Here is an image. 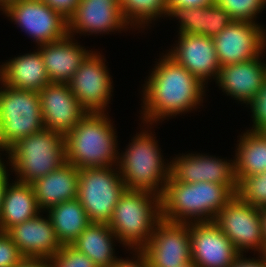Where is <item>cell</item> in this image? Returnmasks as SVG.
<instances>
[{
	"label": "cell",
	"mask_w": 266,
	"mask_h": 267,
	"mask_svg": "<svg viewBox=\"0 0 266 267\" xmlns=\"http://www.w3.org/2000/svg\"><path fill=\"white\" fill-rule=\"evenodd\" d=\"M160 56L142 92L141 123L157 124L203 106L207 87L167 53Z\"/></svg>",
	"instance_id": "cell-1"
},
{
	"label": "cell",
	"mask_w": 266,
	"mask_h": 267,
	"mask_svg": "<svg viewBox=\"0 0 266 267\" xmlns=\"http://www.w3.org/2000/svg\"><path fill=\"white\" fill-rule=\"evenodd\" d=\"M234 195L226 185L183 183L170 176L160 197L161 217L170 222H212Z\"/></svg>",
	"instance_id": "cell-2"
},
{
	"label": "cell",
	"mask_w": 266,
	"mask_h": 267,
	"mask_svg": "<svg viewBox=\"0 0 266 267\" xmlns=\"http://www.w3.org/2000/svg\"><path fill=\"white\" fill-rule=\"evenodd\" d=\"M107 114L87 112L64 137L66 162L79 170L118 165L117 131Z\"/></svg>",
	"instance_id": "cell-3"
},
{
	"label": "cell",
	"mask_w": 266,
	"mask_h": 267,
	"mask_svg": "<svg viewBox=\"0 0 266 267\" xmlns=\"http://www.w3.org/2000/svg\"><path fill=\"white\" fill-rule=\"evenodd\" d=\"M143 125L147 127L139 134L136 132L125 152H119L117 167L126 189L147 191L161 197L170 177L171 163L162 158V150L151 132L152 124Z\"/></svg>",
	"instance_id": "cell-4"
},
{
	"label": "cell",
	"mask_w": 266,
	"mask_h": 267,
	"mask_svg": "<svg viewBox=\"0 0 266 267\" xmlns=\"http://www.w3.org/2000/svg\"><path fill=\"white\" fill-rule=\"evenodd\" d=\"M161 217L160 196L126 189L118 199L108 223L122 246L140 251L150 240Z\"/></svg>",
	"instance_id": "cell-5"
},
{
	"label": "cell",
	"mask_w": 266,
	"mask_h": 267,
	"mask_svg": "<svg viewBox=\"0 0 266 267\" xmlns=\"http://www.w3.org/2000/svg\"><path fill=\"white\" fill-rule=\"evenodd\" d=\"M6 153L15 180L21 183L31 184L66 162L64 136L45 128L18 141Z\"/></svg>",
	"instance_id": "cell-6"
},
{
	"label": "cell",
	"mask_w": 266,
	"mask_h": 267,
	"mask_svg": "<svg viewBox=\"0 0 266 267\" xmlns=\"http://www.w3.org/2000/svg\"><path fill=\"white\" fill-rule=\"evenodd\" d=\"M0 84V151L7 152L45 126L37 91L11 88L1 81Z\"/></svg>",
	"instance_id": "cell-7"
},
{
	"label": "cell",
	"mask_w": 266,
	"mask_h": 267,
	"mask_svg": "<svg viewBox=\"0 0 266 267\" xmlns=\"http://www.w3.org/2000/svg\"><path fill=\"white\" fill-rule=\"evenodd\" d=\"M125 190L116 166L79 170L77 199L91 223L108 224L118 199Z\"/></svg>",
	"instance_id": "cell-8"
},
{
	"label": "cell",
	"mask_w": 266,
	"mask_h": 267,
	"mask_svg": "<svg viewBox=\"0 0 266 267\" xmlns=\"http://www.w3.org/2000/svg\"><path fill=\"white\" fill-rule=\"evenodd\" d=\"M243 255L249 250L264 254L261 209L243 202L237 195L221 209L213 221Z\"/></svg>",
	"instance_id": "cell-9"
},
{
	"label": "cell",
	"mask_w": 266,
	"mask_h": 267,
	"mask_svg": "<svg viewBox=\"0 0 266 267\" xmlns=\"http://www.w3.org/2000/svg\"><path fill=\"white\" fill-rule=\"evenodd\" d=\"M32 38L36 46L55 42L68 35V19L42 0H19L2 14Z\"/></svg>",
	"instance_id": "cell-10"
},
{
	"label": "cell",
	"mask_w": 266,
	"mask_h": 267,
	"mask_svg": "<svg viewBox=\"0 0 266 267\" xmlns=\"http://www.w3.org/2000/svg\"><path fill=\"white\" fill-rule=\"evenodd\" d=\"M105 62L101 53L92 50L68 82L71 92L87 112H106L109 107L113 80Z\"/></svg>",
	"instance_id": "cell-11"
},
{
	"label": "cell",
	"mask_w": 266,
	"mask_h": 267,
	"mask_svg": "<svg viewBox=\"0 0 266 267\" xmlns=\"http://www.w3.org/2000/svg\"><path fill=\"white\" fill-rule=\"evenodd\" d=\"M262 24L231 21L213 37L220 66L243 63L263 55L266 49V29Z\"/></svg>",
	"instance_id": "cell-12"
},
{
	"label": "cell",
	"mask_w": 266,
	"mask_h": 267,
	"mask_svg": "<svg viewBox=\"0 0 266 267\" xmlns=\"http://www.w3.org/2000/svg\"><path fill=\"white\" fill-rule=\"evenodd\" d=\"M140 252L150 267H178L190 262L189 223L161 219Z\"/></svg>",
	"instance_id": "cell-13"
},
{
	"label": "cell",
	"mask_w": 266,
	"mask_h": 267,
	"mask_svg": "<svg viewBox=\"0 0 266 267\" xmlns=\"http://www.w3.org/2000/svg\"><path fill=\"white\" fill-rule=\"evenodd\" d=\"M170 176L183 183L212 182L226 185L235 195L238 182L234 160L200 153H182L170 161Z\"/></svg>",
	"instance_id": "cell-14"
},
{
	"label": "cell",
	"mask_w": 266,
	"mask_h": 267,
	"mask_svg": "<svg viewBox=\"0 0 266 267\" xmlns=\"http://www.w3.org/2000/svg\"><path fill=\"white\" fill-rule=\"evenodd\" d=\"M191 260L197 267H230L242 255L212 222L189 223Z\"/></svg>",
	"instance_id": "cell-15"
},
{
	"label": "cell",
	"mask_w": 266,
	"mask_h": 267,
	"mask_svg": "<svg viewBox=\"0 0 266 267\" xmlns=\"http://www.w3.org/2000/svg\"><path fill=\"white\" fill-rule=\"evenodd\" d=\"M131 26L124 20L119 0H80L68 18V35L109 34L127 31Z\"/></svg>",
	"instance_id": "cell-16"
},
{
	"label": "cell",
	"mask_w": 266,
	"mask_h": 267,
	"mask_svg": "<svg viewBox=\"0 0 266 267\" xmlns=\"http://www.w3.org/2000/svg\"><path fill=\"white\" fill-rule=\"evenodd\" d=\"M38 93L45 129L64 137L87 113L68 83L51 82Z\"/></svg>",
	"instance_id": "cell-17"
},
{
	"label": "cell",
	"mask_w": 266,
	"mask_h": 267,
	"mask_svg": "<svg viewBox=\"0 0 266 267\" xmlns=\"http://www.w3.org/2000/svg\"><path fill=\"white\" fill-rule=\"evenodd\" d=\"M178 41L166 53L207 85L218 76L221 68L212 37L178 33Z\"/></svg>",
	"instance_id": "cell-18"
},
{
	"label": "cell",
	"mask_w": 266,
	"mask_h": 267,
	"mask_svg": "<svg viewBox=\"0 0 266 267\" xmlns=\"http://www.w3.org/2000/svg\"><path fill=\"white\" fill-rule=\"evenodd\" d=\"M261 60L263 55L247 62L222 66L215 83L227 96L247 106L266 80V64Z\"/></svg>",
	"instance_id": "cell-19"
},
{
	"label": "cell",
	"mask_w": 266,
	"mask_h": 267,
	"mask_svg": "<svg viewBox=\"0 0 266 267\" xmlns=\"http://www.w3.org/2000/svg\"><path fill=\"white\" fill-rule=\"evenodd\" d=\"M46 216L39 213L6 232L25 258H50L61 248L49 216Z\"/></svg>",
	"instance_id": "cell-20"
},
{
	"label": "cell",
	"mask_w": 266,
	"mask_h": 267,
	"mask_svg": "<svg viewBox=\"0 0 266 267\" xmlns=\"http://www.w3.org/2000/svg\"><path fill=\"white\" fill-rule=\"evenodd\" d=\"M76 41L67 35L61 40L37 46L50 82L68 83L92 52Z\"/></svg>",
	"instance_id": "cell-21"
},
{
	"label": "cell",
	"mask_w": 266,
	"mask_h": 267,
	"mask_svg": "<svg viewBox=\"0 0 266 267\" xmlns=\"http://www.w3.org/2000/svg\"><path fill=\"white\" fill-rule=\"evenodd\" d=\"M79 169L65 162L51 173L31 183L39 209L48 208L77 198Z\"/></svg>",
	"instance_id": "cell-22"
},
{
	"label": "cell",
	"mask_w": 266,
	"mask_h": 267,
	"mask_svg": "<svg viewBox=\"0 0 266 267\" xmlns=\"http://www.w3.org/2000/svg\"><path fill=\"white\" fill-rule=\"evenodd\" d=\"M35 51L3 62L0 65V81L11 88L37 92L51 83L41 52Z\"/></svg>",
	"instance_id": "cell-23"
},
{
	"label": "cell",
	"mask_w": 266,
	"mask_h": 267,
	"mask_svg": "<svg viewBox=\"0 0 266 267\" xmlns=\"http://www.w3.org/2000/svg\"><path fill=\"white\" fill-rule=\"evenodd\" d=\"M167 17L180 23L179 33L215 37L232 21L229 14L216 3L198 8L172 7Z\"/></svg>",
	"instance_id": "cell-24"
},
{
	"label": "cell",
	"mask_w": 266,
	"mask_h": 267,
	"mask_svg": "<svg viewBox=\"0 0 266 267\" xmlns=\"http://www.w3.org/2000/svg\"><path fill=\"white\" fill-rule=\"evenodd\" d=\"M13 182L7 184L3 194L0 232H7L13 226L42 212L37 205L32 185L17 180Z\"/></svg>",
	"instance_id": "cell-25"
},
{
	"label": "cell",
	"mask_w": 266,
	"mask_h": 267,
	"mask_svg": "<svg viewBox=\"0 0 266 267\" xmlns=\"http://www.w3.org/2000/svg\"><path fill=\"white\" fill-rule=\"evenodd\" d=\"M118 241L108 224L90 223L71 246L87 255L97 267H114L120 259L114 248Z\"/></svg>",
	"instance_id": "cell-26"
},
{
	"label": "cell",
	"mask_w": 266,
	"mask_h": 267,
	"mask_svg": "<svg viewBox=\"0 0 266 267\" xmlns=\"http://www.w3.org/2000/svg\"><path fill=\"white\" fill-rule=\"evenodd\" d=\"M234 165L239 183L244 177L266 171V137L262 132L247 130L239 135Z\"/></svg>",
	"instance_id": "cell-27"
},
{
	"label": "cell",
	"mask_w": 266,
	"mask_h": 267,
	"mask_svg": "<svg viewBox=\"0 0 266 267\" xmlns=\"http://www.w3.org/2000/svg\"><path fill=\"white\" fill-rule=\"evenodd\" d=\"M46 211L61 245H71L91 223L77 198L54 205Z\"/></svg>",
	"instance_id": "cell-28"
},
{
	"label": "cell",
	"mask_w": 266,
	"mask_h": 267,
	"mask_svg": "<svg viewBox=\"0 0 266 267\" xmlns=\"http://www.w3.org/2000/svg\"><path fill=\"white\" fill-rule=\"evenodd\" d=\"M119 5L124 20L135 30L146 29L168 13L167 0H119Z\"/></svg>",
	"instance_id": "cell-29"
},
{
	"label": "cell",
	"mask_w": 266,
	"mask_h": 267,
	"mask_svg": "<svg viewBox=\"0 0 266 267\" xmlns=\"http://www.w3.org/2000/svg\"><path fill=\"white\" fill-rule=\"evenodd\" d=\"M236 195L257 209L266 208V171L244 177L238 183Z\"/></svg>",
	"instance_id": "cell-30"
},
{
	"label": "cell",
	"mask_w": 266,
	"mask_h": 267,
	"mask_svg": "<svg viewBox=\"0 0 266 267\" xmlns=\"http://www.w3.org/2000/svg\"><path fill=\"white\" fill-rule=\"evenodd\" d=\"M232 21L256 22L258 14L266 8V0H215Z\"/></svg>",
	"instance_id": "cell-31"
},
{
	"label": "cell",
	"mask_w": 266,
	"mask_h": 267,
	"mask_svg": "<svg viewBox=\"0 0 266 267\" xmlns=\"http://www.w3.org/2000/svg\"><path fill=\"white\" fill-rule=\"evenodd\" d=\"M50 261L53 267H97L87 255L71 245H62Z\"/></svg>",
	"instance_id": "cell-32"
},
{
	"label": "cell",
	"mask_w": 266,
	"mask_h": 267,
	"mask_svg": "<svg viewBox=\"0 0 266 267\" xmlns=\"http://www.w3.org/2000/svg\"><path fill=\"white\" fill-rule=\"evenodd\" d=\"M247 105L251 109L252 116V128L247 129L253 132H261L266 128V80L264 81L262 88L258 91L256 97H254Z\"/></svg>",
	"instance_id": "cell-33"
},
{
	"label": "cell",
	"mask_w": 266,
	"mask_h": 267,
	"mask_svg": "<svg viewBox=\"0 0 266 267\" xmlns=\"http://www.w3.org/2000/svg\"><path fill=\"white\" fill-rule=\"evenodd\" d=\"M25 257L6 232H0V267H14Z\"/></svg>",
	"instance_id": "cell-34"
},
{
	"label": "cell",
	"mask_w": 266,
	"mask_h": 267,
	"mask_svg": "<svg viewBox=\"0 0 266 267\" xmlns=\"http://www.w3.org/2000/svg\"><path fill=\"white\" fill-rule=\"evenodd\" d=\"M49 7L55 9L61 13L66 19H68L77 8L80 0H42Z\"/></svg>",
	"instance_id": "cell-35"
},
{
	"label": "cell",
	"mask_w": 266,
	"mask_h": 267,
	"mask_svg": "<svg viewBox=\"0 0 266 267\" xmlns=\"http://www.w3.org/2000/svg\"><path fill=\"white\" fill-rule=\"evenodd\" d=\"M133 257L129 259H123L120 257L114 267H150L147 258L140 251H131Z\"/></svg>",
	"instance_id": "cell-36"
},
{
	"label": "cell",
	"mask_w": 266,
	"mask_h": 267,
	"mask_svg": "<svg viewBox=\"0 0 266 267\" xmlns=\"http://www.w3.org/2000/svg\"><path fill=\"white\" fill-rule=\"evenodd\" d=\"M215 0H167L168 11L172 7L198 8L214 4Z\"/></svg>",
	"instance_id": "cell-37"
},
{
	"label": "cell",
	"mask_w": 266,
	"mask_h": 267,
	"mask_svg": "<svg viewBox=\"0 0 266 267\" xmlns=\"http://www.w3.org/2000/svg\"><path fill=\"white\" fill-rule=\"evenodd\" d=\"M256 258L247 259L246 255H241L230 267H266V258L263 254H259Z\"/></svg>",
	"instance_id": "cell-38"
},
{
	"label": "cell",
	"mask_w": 266,
	"mask_h": 267,
	"mask_svg": "<svg viewBox=\"0 0 266 267\" xmlns=\"http://www.w3.org/2000/svg\"><path fill=\"white\" fill-rule=\"evenodd\" d=\"M1 157L2 156H0V221H1L3 194H4L7 184L11 182L9 180V175H10L8 174L9 170L8 168L6 169V166H9V165H5L4 160Z\"/></svg>",
	"instance_id": "cell-39"
},
{
	"label": "cell",
	"mask_w": 266,
	"mask_h": 267,
	"mask_svg": "<svg viewBox=\"0 0 266 267\" xmlns=\"http://www.w3.org/2000/svg\"><path fill=\"white\" fill-rule=\"evenodd\" d=\"M14 267H53L50 258H24Z\"/></svg>",
	"instance_id": "cell-40"
},
{
	"label": "cell",
	"mask_w": 266,
	"mask_h": 267,
	"mask_svg": "<svg viewBox=\"0 0 266 267\" xmlns=\"http://www.w3.org/2000/svg\"><path fill=\"white\" fill-rule=\"evenodd\" d=\"M261 223L263 232V242L266 249V208L261 209Z\"/></svg>",
	"instance_id": "cell-41"
},
{
	"label": "cell",
	"mask_w": 266,
	"mask_h": 267,
	"mask_svg": "<svg viewBox=\"0 0 266 267\" xmlns=\"http://www.w3.org/2000/svg\"><path fill=\"white\" fill-rule=\"evenodd\" d=\"M18 1L19 0H0V11H4L9 5Z\"/></svg>",
	"instance_id": "cell-42"
},
{
	"label": "cell",
	"mask_w": 266,
	"mask_h": 267,
	"mask_svg": "<svg viewBox=\"0 0 266 267\" xmlns=\"http://www.w3.org/2000/svg\"><path fill=\"white\" fill-rule=\"evenodd\" d=\"M178 267H197V265L191 260L190 262Z\"/></svg>",
	"instance_id": "cell-43"
},
{
	"label": "cell",
	"mask_w": 266,
	"mask_h": 267,
	"mask_svg": "<svg viewBox=\"0 0 266 267\" xmlns=\"http://www.w3.org/2000/svg\"><path fill=\"white\" fill-rule=\"evenodd\" d=\"M261 132H262V134L266 137V128L263 129Z\"/></svg>",
	"instance_id": "cell-44"
}]
</instances>
